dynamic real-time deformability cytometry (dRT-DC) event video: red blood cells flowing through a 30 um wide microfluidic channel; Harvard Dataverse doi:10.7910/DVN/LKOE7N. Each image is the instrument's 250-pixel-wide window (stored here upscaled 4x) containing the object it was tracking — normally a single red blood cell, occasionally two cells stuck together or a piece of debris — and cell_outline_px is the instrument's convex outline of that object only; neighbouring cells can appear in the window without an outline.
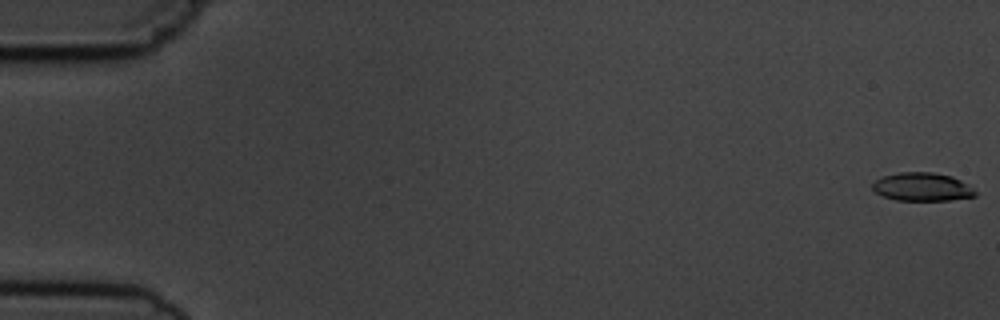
{"species": "common noctule bat (a hibernating species)", "species_latin": "Nyctalus noctula", "temperature_condition": "cold", "stored_images_in_passage": 4, "camera_frame_rate_fps": 3000, "um_per_image_px": 0.085, "animal": {"sex": "male", "body_mass_g": 19.5, "forearm_length_mm": 54.6}, "frame": {"image": 1, "passage_image": 1, "time_ms": 0.0, "image_size_px": [1000, 320], "cell_outline_px": [[976, 196], [948, 200], [896, 200], [884, 196], [876, 192], [872, 188], [872, 184], [876, 180], [884, 176], [900, 172], [932, 172], [952, 176], [968, 184], [976, 192]], "centroid_in_image_um": [78.4, 15.88], "position_along_channel_um": 6.6, "area_um2": 16.82}}